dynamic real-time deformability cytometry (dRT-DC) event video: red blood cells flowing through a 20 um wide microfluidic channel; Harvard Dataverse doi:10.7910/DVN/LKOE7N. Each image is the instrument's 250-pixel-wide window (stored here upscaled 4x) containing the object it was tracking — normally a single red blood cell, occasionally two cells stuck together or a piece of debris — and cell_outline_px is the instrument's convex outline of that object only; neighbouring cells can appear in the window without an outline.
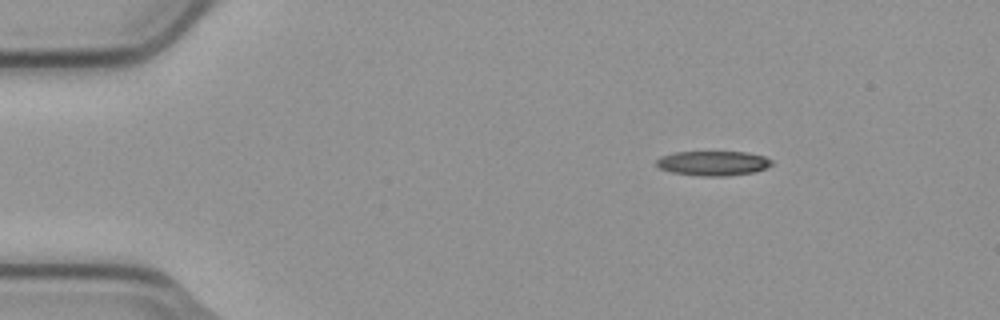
{"species": "common noctule bat (a hibernating species)", "species_latin": "Nyctalus noctula", "temperature_condition": "cold", "stored_images_in_passage": 4, "camera_frame_rate_fps": 3000, "um_per_image_px": 0.085, "animal": {"sex": "male", "body_mass_g": 23.1, "forearm_length_mm": 52.7}, "frame": {"image": 1, "passage_image": 1, "time_ms": 0.0, "image_size_px": [1000, 320], "cell_outline_px": [[772, 164], [768, 168], [752, 172], [728, 176], [700, 176], [672, 172], [660, 168], [656, 164], [656, 160], [660, 156], [676, 152], [748, 152], [764, 156], [772, 160]], "centroid_in_image_um": [60.63, 13.87], "position_along_channel_um": 24.4, "area_um2": 16.59}}
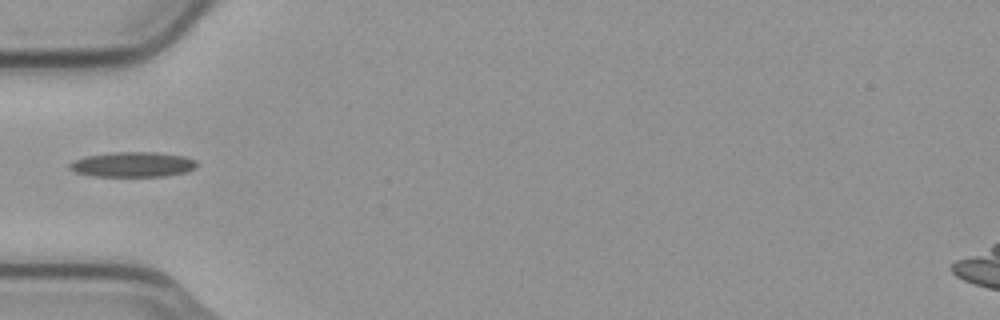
{"frame": {"image": 2, "passage_image": 4, "time_ms": 1.0, "image_size_px": [1000, 320], "cell_outline_px": [[196, 168], [184, 172], [164, 176], [92, 176], [76, 172], [68, 168], [68, 164], [72, 160], [84, 156], [116, 152], [152, 152], [184, 156], [196, 160]], "centroid_in_image_um": [11.23, 13.98], "position_along_channel_um": 73.8, "area_um2": 18.55}}